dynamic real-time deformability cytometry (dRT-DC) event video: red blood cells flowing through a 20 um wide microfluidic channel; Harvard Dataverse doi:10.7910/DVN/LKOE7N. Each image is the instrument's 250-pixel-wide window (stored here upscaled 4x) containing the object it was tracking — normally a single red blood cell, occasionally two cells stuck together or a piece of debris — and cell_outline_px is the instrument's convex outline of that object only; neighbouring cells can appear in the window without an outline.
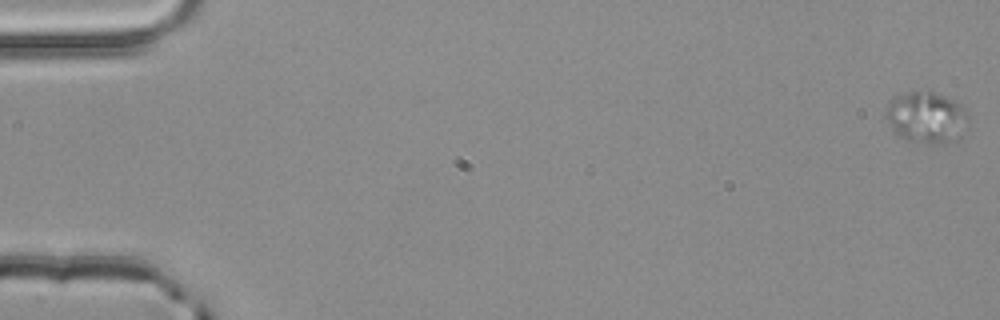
{"species": "common noctule bat (a hibernating species)", "species_latin": "Nyctalus noctula", "temperature_condition": "room temperature", "stored_images_in_passage": 5, "camera_frame_rate_fps": 3000, "um_per_image_px": 0.085, "animal": {"sex": "male", "body_mass_g": 20.4}, "frame": {"image": 1, "passage_image": 1, "time_ms": 0.0, "image_size_px": [1000, 320], "cell_outline_px": [[968, 116], [960, 140], [916, 140], [900, 136], [896, 132], [884, 116], [884, 112], [888, 104], [896, 96], [908, 92], [928, 88], [960, 104], [964, 108]], "centroid_in_image_um": [78.74, 9.88], "position_along_channel_um": 6.3, "area_um2": 23.93}}
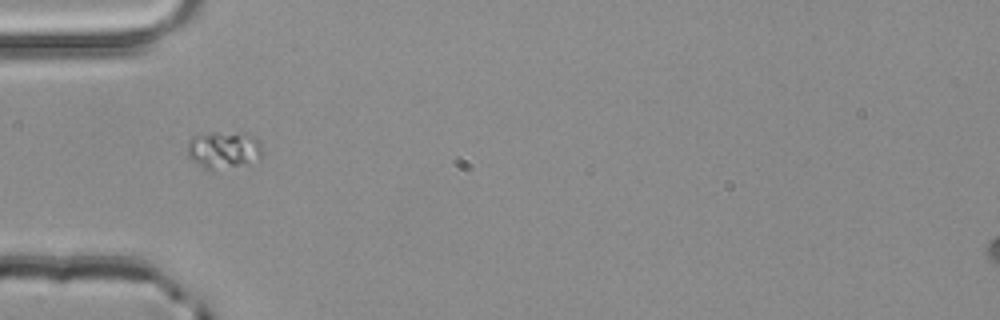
{"frame": {"image": 2, "passage_image": 4, "time_ms": 1.0, "image_size_px": [1000, 320], "cell_outline_px": [[260, 156], [248, 164], [212, 172], [204, 168], [192, 160], [188, 156], [188, 144], [192, 136], [212, 132], [248, 132], [256, 136], [260, 144]], "centroid_in_image_um": [19.01, 12.74], "position_along_channel_um": 66.0, "area_um2": 16.65}}